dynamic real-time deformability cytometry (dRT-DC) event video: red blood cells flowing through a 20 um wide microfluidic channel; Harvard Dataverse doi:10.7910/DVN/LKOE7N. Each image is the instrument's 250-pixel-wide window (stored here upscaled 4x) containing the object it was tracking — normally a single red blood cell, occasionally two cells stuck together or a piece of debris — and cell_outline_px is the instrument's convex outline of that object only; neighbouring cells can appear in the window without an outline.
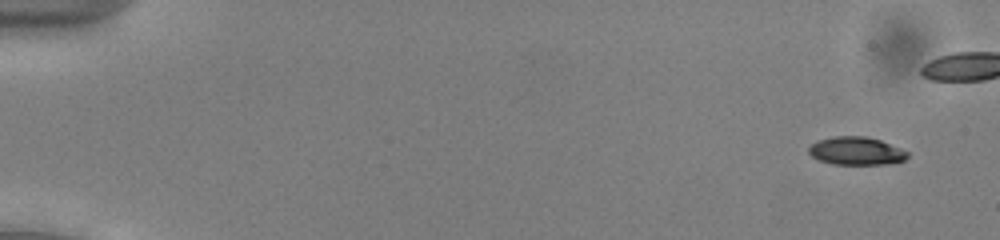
{"species": "common noctule bat (a hibernating species)", "species_latin": "Nyctalus noctula", "temperature_condition": "cold", "stored_images_in_passage": 43, "camera_frame_rate_fps": 3000, "um_per_image_px": 0.085, "animal": {"sex": "male", "body_mass_g": 13.0, "forearm_length_mm": 53.1}, "frame": {"image": 1, "passage_image": 2, "time_ms": 0.333, "image_size_px": [1000, 240], "cell_outline_px": [[908, 156], [904, 160], [888, 164], [832, 164], [820, 160], [812, 156], [808, 152], [808, 148], [816, 140], [832, 136], [864, 136], [880, 140], [900, 148], [908, 152]], "centroid_in_image_um": [72.75, 12.82], "position_along_channel_um": 12.2, "area_um2": 16.13}}
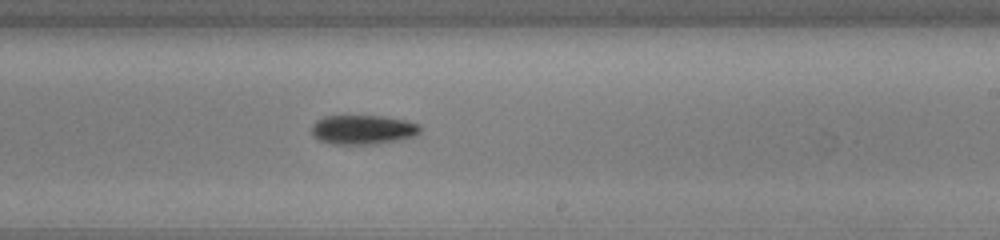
{"frame": {"image": 2, "passage_image": 32, "time_ms": 10.333, "image_size_px": [1000, 240], "cell_outline_px": [[420, 132], [416, 136], [404, 140], [376, 144], [332, 144], [320, 140], [312, 136], [312, 124], [316, 120], [324, 116], [384, 116], [404, 120], [420, 124]], "centroid_in_image_um": [30.87, 11.03], "position_along_channel_um": 258.1, "area_um2": 18.84}}
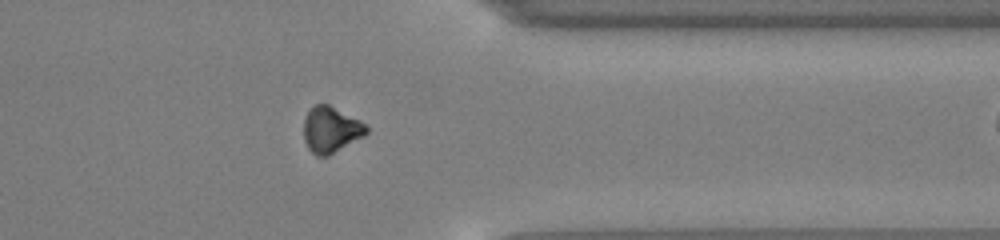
{"frame": {"image": 3, "passage_image": 42, "time_ms": 13.667, "image_size_px": [1000, 240], "cell_outline_px": [[368, 132], [364, 136], [328, 156], [316, 156], [308, 148], [304, 140], [304, 120], [308, 112], [316, 104], [328, 104], [360, 120], [368, 128]], "centroid_in_image_um": [28.12, 11.03], "position_along_channel_um": 383.3, "area_um2": 16.65}}